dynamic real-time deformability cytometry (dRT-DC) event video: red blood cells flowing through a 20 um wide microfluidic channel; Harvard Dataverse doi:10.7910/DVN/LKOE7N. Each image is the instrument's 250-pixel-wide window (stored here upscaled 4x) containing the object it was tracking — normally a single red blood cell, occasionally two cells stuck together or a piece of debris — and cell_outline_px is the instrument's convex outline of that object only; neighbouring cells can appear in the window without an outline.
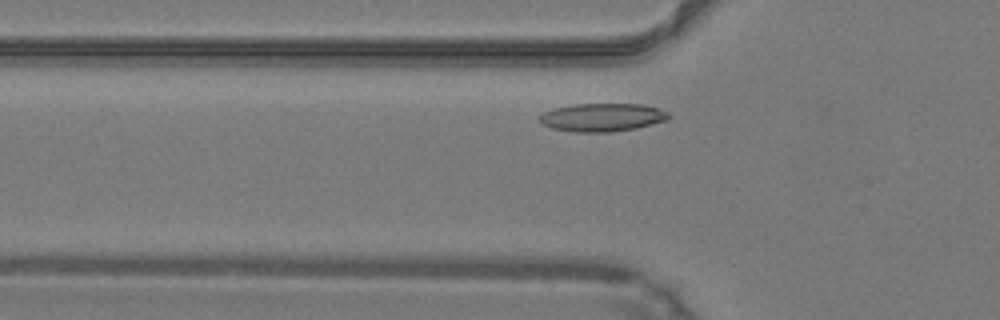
{"species": "common noctule bat (a hibernating species)", "species_latin": "Nyctalus noctula", "temperature_condition": "warm", "stored_images_in_passage": 30, "camera_frame_rate_fps": 3000, "um_per_image_px": 0.085, "animal": {"sex": "male", "body_mass_g": 19.2, "forearm_length_mm": 51.8}, "frame": {"image": 1, "passage_image": 6, "time_ms": 1.667, "image_size_px": [1000, 320], "cell_outline_px": [[668, 120], [636, 128], [612, 132], [572, 132], [552, 128], [540, 124], [540, 116], [544, 112], [556, 108], [572, 104], [644, 104], [660, 108], [668, 112]], "centroid_in_image_um": [51.2, 9.98], "position_along_channel_um": 74.6, "area_um2": 21.27}}
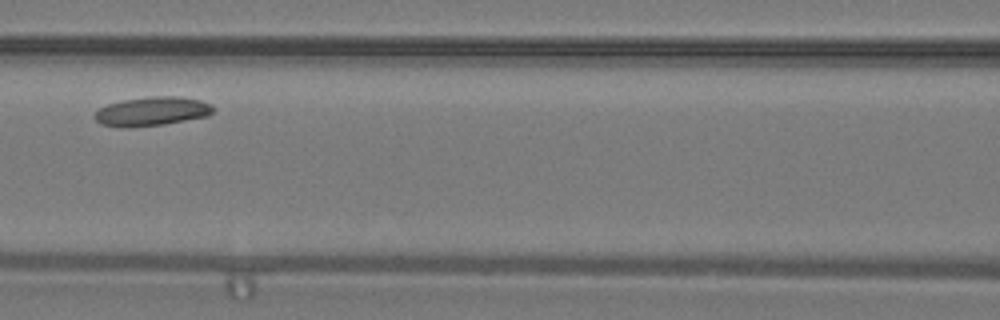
{"frame": {"image": 2, "passage_image": 12, "time_ms": 3.667, "image_size_px": [1000, 320], "cell_outline_px": [[216, 108], [208, 116], [164, 124], [124, 128], [120, 128], [100, 124], [96, 120], [96, 112], [100, 108], [108, 104], [124, 100], [152, 96], [184, 96], [200, 100], [212, 104]], "centroid_in_image_um": [12.96, 9.46], "position_along_channel_um": 153.6, "area_um2": 20.11}}
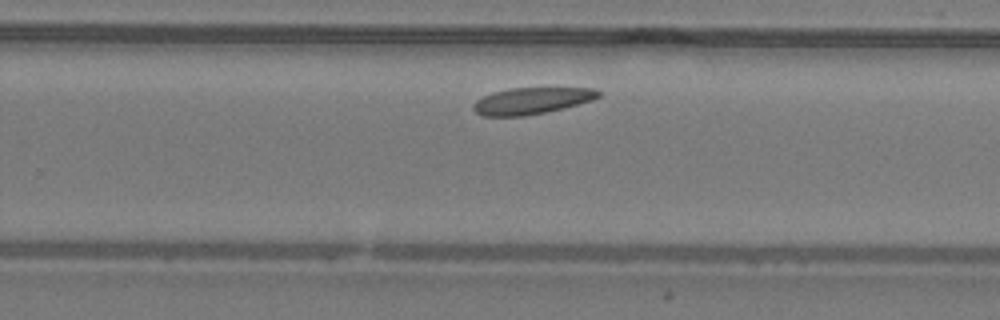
{"frame": {"image": 3, "passage_image": 22, "time_ms": 7.0, "image_size_px": [1000, 320], "cell_outline_px": [[600, 96], [592, 100], [564, 108], [524, 116], [484, 116], [476, 112], [472, 108], [472, 104], [476, 100], [492, 92], [508, 88], [596, 88], [600, 92]], "centroid_in_image_um": [45.17, 8.56], "position_along_channel_um": 284.6, "area_um2": 19.36}, "authors_computed_cell_mechanics": {"area_um2": 20.0855, "velocity_mm_per_s": 3.9467, "shape_relaxation_time_tau1_ms": null, "shape_relaxation_time_tau2_ms": 9.4887, "deformation_change_tau1": null, "deformation_change_tau2": 0.0864}}